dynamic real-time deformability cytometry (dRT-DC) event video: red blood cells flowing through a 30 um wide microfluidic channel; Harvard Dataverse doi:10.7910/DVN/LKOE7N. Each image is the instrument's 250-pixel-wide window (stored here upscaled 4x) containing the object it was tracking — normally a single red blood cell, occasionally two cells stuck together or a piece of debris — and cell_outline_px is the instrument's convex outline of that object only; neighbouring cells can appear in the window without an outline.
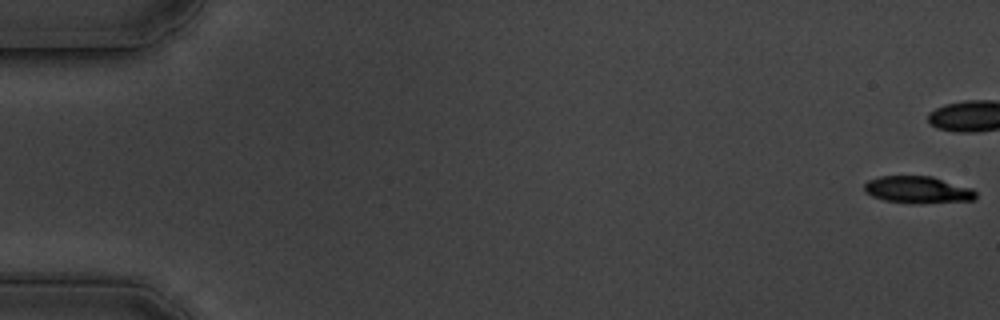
{"species": "common noctule bat (a hibernating species)", "species_latin": "Nyctalus noctula", "temperature_condition": "cold", "stored_images_in_passage": 16, "camera_frame_rate_fps": 3000, "um_per_image_px": 0.085, "animal": {"sex": "male", "body_mass_g": 19.5, "forearm_length_mm": 54.6}, "frame": {"image": 1, "passage_image": 1, "time_ms": 0.0, "image_size_px": [1000, 320], "cell_outline_px": [[976, 200], [920, 204], [912, 204], [884, 200], [872, 196], [864, 192], [864, 184], [868, 180], [880, 176], [932, 176], [972, 188], [976, 192]], "centroid_in_image_um": [78.02, 16.14], "position_along_channel_um": 7.0, "area_um2": 17.86}}